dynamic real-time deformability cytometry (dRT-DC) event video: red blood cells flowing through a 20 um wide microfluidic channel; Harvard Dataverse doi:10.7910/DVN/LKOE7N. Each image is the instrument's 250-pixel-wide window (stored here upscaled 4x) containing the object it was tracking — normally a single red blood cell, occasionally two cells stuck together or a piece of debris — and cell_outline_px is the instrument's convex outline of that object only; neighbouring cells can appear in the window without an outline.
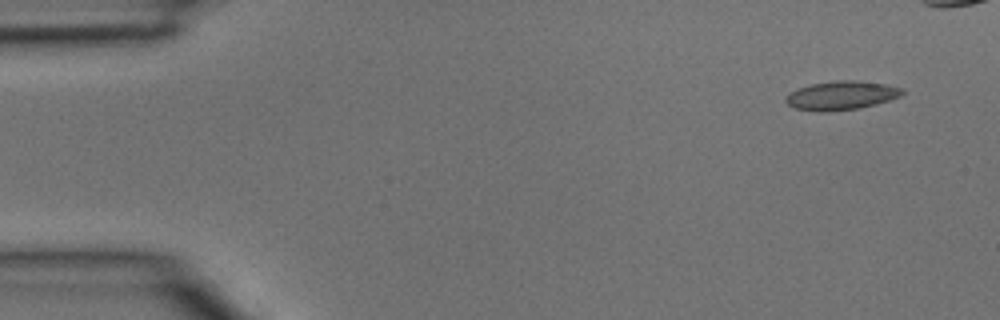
{"species": "common noctule bat (a hibernating species)", "species_latin": "Nyctalus noctula", "temperature_condition": "room temperature", "stored_images_in_passage": 4, "camera_frame_rate_fps": 3000, "um_per_image_px": 0.085, "animal": {"sex": "male", "body_mass_g": 15.6}, "frame": {"image": 1, "passage_image": 1, "time_ms": 0.0, "image_size_px": [1000, 320], "cell_outline_px": [[904, 92], [900, 96], [876, 104], [860, 108], [824, 112], [820, 112], [796, 108], [788, 104], [784, 100], [796, 88], [812, 84], [836, 80], [856, 80], [884, 84], [904, 88]], "centroid_in_image_um": [71.53, 8.11], "position_along_channel_um": 13.5, "area_um2": 19.42}}